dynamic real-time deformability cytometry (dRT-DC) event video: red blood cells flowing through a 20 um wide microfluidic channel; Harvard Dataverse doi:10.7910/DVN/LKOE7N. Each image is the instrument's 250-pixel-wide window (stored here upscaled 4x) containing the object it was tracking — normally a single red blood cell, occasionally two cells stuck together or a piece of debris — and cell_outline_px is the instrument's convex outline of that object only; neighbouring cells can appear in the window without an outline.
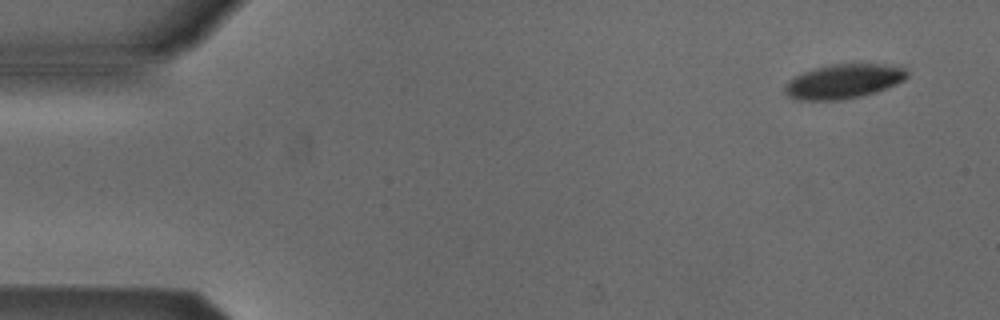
{"species": "Egyptian fruit bat (a non-hibernating species)", "species_latin": "Rousettus aegyptiacus", "temperature_condition": "cold", "stored_images_in_passage": 5, "camera_frame_rate_fps": 3000, "um_per_image_px": 0.085, "animal": {"sex": "male"}, "frame": {"image": 1, "passage_image": 1, "time_ms": 0.0, "image_size_px": [1000, 320], "cell_outline_px": [[908, 76], [904, 80], [896, 84], [876, 92], [860, 96], [840, 100], [800, 100], [788, 96], [784, 92], [784, 88], [788, 80], [804, 72], [828, 64], [880, 64], [904, 68], [908, 72]], "centroid_in_image_um": [71.69, 6.92], "position_along_channel_um": 13.3, "area_um2": 24.33}}
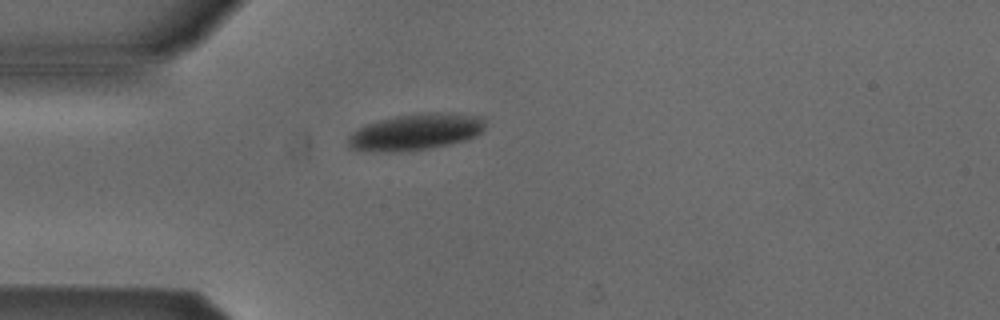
{"frame": {"image": 2, "passage_image": 4, "time_ms": 1.0, "image_size_px": [1000, 320], "cell_outline_px": [[484, 128], [476, 136], [468, 140], [432, 148], [412, 152], [360, 152], [348, 148], [348, 136], [352, 132], [364, 124], [396, 116], [424, 112], [448, 112], [484, 116]], "centroid_in_image_um": [35.31, 11.23], "position_along_channel_um": 49.7, "area_um2": 30.0}}